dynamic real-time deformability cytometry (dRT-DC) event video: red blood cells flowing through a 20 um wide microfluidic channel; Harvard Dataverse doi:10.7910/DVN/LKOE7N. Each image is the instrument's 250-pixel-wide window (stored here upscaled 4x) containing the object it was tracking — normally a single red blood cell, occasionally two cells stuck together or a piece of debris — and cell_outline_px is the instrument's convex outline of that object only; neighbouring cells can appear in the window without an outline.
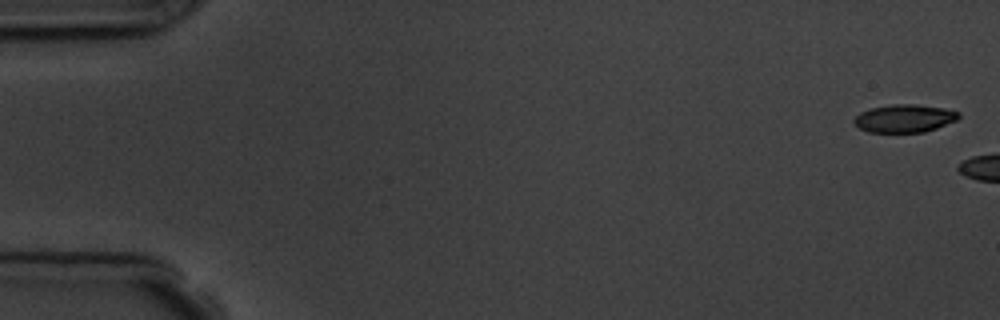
{"species": "common noctule bat (a hibernating species)", "species_latin": "Nyctalus noctula", "temperature_condition": "room temperature", "stored_images_in_passage": 3, "camera_frame_rate_fps": 3000, "um_per_image_px": 0.085, "animal": {"sex": "male", "body_mass_g": 19.5, "forearm_length_mm": 54.6}, "frame": {"image": 1, "passage_image": 1, "time_ms": 0.0, "image_size_px": [1000, 320], "cell_outline_px": [[960, 116], [956, 120], [936, 128], [924, 132], [868, 132], [860, 128], [852, 120], [860, 112], [868, 108], [892, 104], [916, 104], [944, 108], [960, 112]], "centroid_in_image_um": [76.86, 10.05], "position_along_channel_um": 8.1, "area_um2": 17.05}}